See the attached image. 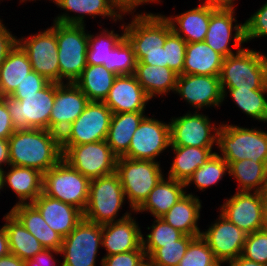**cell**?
Wrapping results in <instances>:
<instances>
[{"label": "cell", "instance_id": "ab89813d", "mask_svg": "<svg viewBox=\"0 0 267 266\" xmlns=\"http://www.w3.org/2000/svg\"><path fill=\"white\" fill-rule=\"evenodd\" d=\"M198 236L183 235L169 244H142L153 266H178L190 242Z\"/></svg>", "mask_w": 267, "mask_h": 266}, {"label": "cell", "instance_id": "f6af8a7d", "mask_svg": "<svg viewBox=\"0 0 267 266\" xmlns=\"http://www.w3.org/2000/svg\"><path fill=\"white\" fill-rule=\"evenodd\" d=\"M152 226H148L147 229L150 233L142 235V244H169L179 240L184 233L174 228L170 224L166 223L162 218H154Z\"/></svg>", "mask_w": 267, "mask_h": 266}, {"label": "cell", "instance_id": "83f0119b", "mask_svg": "<svg viewBox=\"0 0 267 266\" xmlns=\"http://www.w3.org/2000/svg\"><path fill=\"white\" fill-rule=\"evenodd\" d=\"M201 204L199 196L186 193L160 218L185 235L201 236L202 231L198 227Z\"/></svg>", "mask_w": 267, "mask_h": 266}, {"label": "cell", "instance_id": "91938a15", "mask_svg": "<svg viewBox=\"0 0 267 266\" xmlns=\"http://www.w3.org/2000/svg\"><path fill=\"white\" fill-rule=\"evenodd\" d=\"M0 266H25V261L13 254L0 258Z\"/></svg>", "mask_w": 267, "mask_h": 266}, {"label": "cell", "instance_id": "52a82bcc", "mask_svg": "<svg viewBox=\"0 0 267 266\" xmlns=\"http://www.w3.org/2000/svg\"><path fill=\"white\" fill-rule=\"evenodd\" d=\"M85 26L56 22L60 83H74L87 66L88 33Z\"/></svg>", "mask_w": 267, "mask_h": 266}, {"label": "cell", "instance_id": "1f68e13d", "mask_svg": "<svg viewBox=\"0 0 267 266\" xmlns=\"http://www.w3.org/2000/svg\"><path fill=\"white\" fill-rule=\"evenodd\" d=\"M134 76L146 94L152 99L167 93L175 92L178 74L167 66L147 65L137 63Z\"/></svg>", "mask_w": 267, "mask_h": 266}, {"label": "cell", "instance_id": "2e32d148", "mask_svg": "<svg viewBox=\"0 0 267 266\" xmlns=\"http://www.w3.org/2000/svg\"><path fill=\"white\" fill-rule=\"evenodd\" d=\"M171 145L170 123L145 116L131 139L128 152L123 156L134 160L157 161Z\"/></svg>", "mask_w": 267, "mask_h": 266}, {"label": "cell", "instance_id": "603a6c76", "mask_svg": "<svg viewBox=\"0 0 267 266\" xmlns=\"http://www.w3.org/2000/svg\"><path fill=\"white\" fill-rule=\"evenodd\" d=\"M132 214L120 221L102 225V248L105 256L137 250L142 245V232Z\"/></svg>", "mask_w": 267, "mask_h": 266}, {"label": "cell", "instance_id": "5bb4252c", "mask_svg": "<svg viewBox=\"0 0 267 266\" xmlns=\"http://www.w3.org/2000/svg\"><path fill=\"white\" fill-rule=\"evenodd\" d=\"M220 205V213L245 233L263 229L266 193L236 191Z\"/></svg>", "mask_w": 267, "mask_h": 266}, {"label": "cell", "instance_id": "ffe728a7", "mask_svg": "<svg viewBox=\"0 0 267 266\" xmlns=\"http://www.w3.org/2000/svg\"><path fill=\"white\" fill-rule=\"evenodd\" d=\"M89 103L75 83H56L55 99L49 119V131L61 135Z\"/></svg>", "mask_w": 267, "mask_h": 266}, {"label": "cell", "instance_id": "44dd1931", "mask_svg": "<svg viewBox=\"0 0 267 266\" xmlns=\"http://www.w3.org/2000/svg\"><path fill=\"white\" fill-rule=\"evenodd\" d=\"M62 10L63 14L58 15L53 21L68 25H85L84 16L89 15L92 18L103 16L113 19L112 21H121L127 11H124L115 0H55L53 2ZM73 12L69 15L67 12ZM78 14V15H77Z\"/></svg>", "mask_w": 267, "mask_h": 266}, {"label": "cell", "instance_id": "8992f818", "mask_svg": "<svg viewBox=\"0 0 267 266\" xmlns=\"http://www.w3.org/2000/svg\"><path fill=\"white\" fill-rule=\"evenodd\" d=\"M8 107L15 130L47 129L55 99V82L30 95L1 97Z\"/></svg>", "mask_w": 267, "mask_h": 266}, {"label": "cell", "instance_id": "9c48e42d", "mask_svg": "<svg viewBox=\"0 0 267 266\" xmlns=\"http://www.w3.org/2000/svg\"><path fill=\"white\" fill-rule=\"evenodd\" d=\"M63 160L90 180L112 174L118 157L106 140L81 145H61Z\"/></svg>", "mask_w": 267, "mask_h": 266}, {"label": "cell", "instance_id": "cb8c5ba5", "mask_svg": "<svg viewBox=\"0 0 267 266\" xmlns=\"http://www.w3.org/2000/svg\"><path fill=\"white\" fill-rule=\"evenodd\" d=\"M44 221L65 238L83 219V212L77 207L45 195L43 192L32 203Z\"/></svg>", "mask_w": 267, "mask_h": 266}, {"label": "cell", "instance_id": "d6a6232c", "mask_svg": "<svg viewBox=\"0 0 267 266\" xmlns=\"http://www.w3.org/2000/svg\"><path fill=\"white\" fill-rule=\"evenodd\" d=\"M144 113L126 112L112 115L106 141L118 158L128 152L133 134L146 116Z\"/></svg>", "mask_w": 267, "mask_h": 266}, {"label": "cell", "instance_id": "bcb514c9", "mask_svg": "<svg viewBox=\"0 0 267 266\" xmlns=\"http://www.w3.org/2000/svg\"><path fill=\"white\" fill-rule=\"evenodd\" d=\"M241 256L251 261L267 264V231L262 229L247 234Z\"/></svg>", "mask_w": 267, "mask_h": 266}, {"label": "cell", "instance_id": "484cf974", "mask_svg": "<svg viewBox=\"0 0 267 266\" xmlns=\"http://www.w3.org/2000/svg\"><path fill=\"white\" fill-rule=\"evenodd\" d=\"M7 167H10L8 172L3 169L5 187H9L19 199L15 205L33 203L43 192V173L11 164Z\"/></svg>", "mask_w": 267, "mask_h": 266}, {"label": "cell", "instance_id": "7402d4cb", "mask_svg": "<svg viewBox=\"0 0 267 266\" xmlns=\"http://www.w3.org/2000/svg\"><path fill=\"white\" fill-rule=\"evenodd\" d=\"M152 100L131 75H117L111 89L103 101L114 113L145 112L147 103Z\"/></svg>", "mask_w": 267, "mask_h": 266}, {"label": "cell", "instance_id": "816d5d0a", "mask_svg": "<svg viewBox=\"0 0 267 266\" xmlns=\"http://www.w3.org/2000/svg\"><path fill=\"white\" fill-rule=\"evenodd\" d=\"M3 19H0V67L5 61L8 53L17 44V36L13 35L10 29H7L3 24Z\"/></svg>", "mask_w": 267, "mask_h": 266}, {"label": "cell", "instance_id": "277c9868", "mask_svg": "<svg viewBox=\"0 0 267 266\" xmlns=\"http://www.w3.org/2000/svg\"><path fill=\"white\" fill-rule=\"evenodd\" d=\"M218 148L227 163L244 159L267 162V132L222 122L218 130Z\"/></svg>", "mask_w": 267, "mask_h": 266}, {"label": "cell", "instance_id": "b9f144b4", "mask_svg": "<svg viewBox=\"0 0 267 266\" xmlns=\"http://www.w3.org/2000/svg\"><path fill=\"white\" fill-rule=\"evenodd\" d=\"M136 65L137 60L133 47L124 38L110 51L109 64L104 67L116 75H131L134 74Z\"/></svg>", "mask_w": 267, "mask_h": 266}, {"label": "cell", "instance_id": "7bdbcfd3", "mask_svg": "<svg viewBox=\"0 0 267 266\" xmlns=\"http://www.w3.org/2000/svg\"><path fill=\"white\" fill-rule=\"evenodd\" d=\"M178 266H222L215 258L207 242L201 237H195L187 247L184 257Z\"/></svg>", "mask_w": 267, "mask_h": 266}, {"label": "cell", "instance_id": "94428289", "mask_svg": "<svg viewBox=\"0 0 267 266\" xmlns=\"http://www.w3.org/2000/svg\"><path fill=\"white\" fill-rule=\"evenodd\" d=\"M228 266H267V264L258 263L255 261L248 260L243 256H238L234 260H232Z\"/></svg>", "mask_w": 267, "mask_h": 266}, {"label": "cell", "instance_id": "6125c7cd", "mask_svg": "<svg viewBox=\"0 0 267 266\" xmlns=\"http://www.w3.org/2000/svg\"><path fill=\"white\" fill-rule=\"evenodd\" d=\"M263 230L267 231V191H266V203L264 208Z\"/></svg>", "mask_w": 267, "mask_h": 266}, {"label": "cell", "instance_id": "8d00e7d4", "mask_svg": "<svg viewBox=\"0 0 267 266\" xmlns=\"http://www.w3.org/2000/svg\"><path fill=\"white\" fill-rule=\"evenodd\" d=\"M117 75L104 65H87L81 76L74 82L89 101L103 102Z\"/></svg>", "mask_w": 267, "mask_h": 266}, {"label": "cell", "instance_id": "ac0fdd59", "mask_svg": "<svg viewBox=\"0 0 267 266\" xmlns=\"http://www.w3.org/2000/svg\"><path fill=\"white\" fill-rule=\"evenodd\" d=\"M174 93L193 106L195 111L220 107L224 101L219 76L180 74Z\"/></svg>", "mask_w": 267, "mask_h": 266}, {"label": "cell", "instance_id": "f5cc1de1", "mask_svg": "<svg viewBox=\"0 0 267 266\" xmlns=\"http://www.w3.org/2000/svg\"><path fill=\"white\" fill-rule=\"evenodd\" d=\"M54 254L61 255V251L44 248L42 251L37 253L31 259L25 260V266H57L56 262L60 264L61 262L54 259L55 258L53 257Z\"/></svg>", "mask_w": 267, "mask_h": 266}, {"label": "cell", "instance_id": "3957f363", "mask_svg": "<svg viewBox=\"0 0 267 266\" xmlns=\"http://www.w3.org/2000/svg\"><path fill=\"white\" fill-rule=\"evenodd\" d=\"M219 79L221 88L267 89V55L243 47L224 58Z\"/></svg>", "mask_w": 267, "mask_h": 266}, {"label": "cell", "instance_id": "7c38bea8", "mask_svg": "<svg viewBox=\"0 0 267 266\" xmlns=\"http://www.w3.org/2000/svg\"><path fill=\"white\" fill-rule=\"evenodd\" d=\"M17 44L27 54L32 70L50 82L60 83L56 22L38 34L17 38Z\"/></svg>", "mask_w": 267, "mask_h": 266}, {"label": "cell", "instance_id": "8fae6325", "mask_svg": "<svg viewBox=\"0 0 267 266\" xmlns=\"http://www.w3.org/2000/svg\"><path fill=\"white\" fill-rule=\"evenodd\" d=\"M102 241V225L82 219L63 238L61 266H96L98 249Z\"/></svg>", "mask_w": 267, "mask_h": 266}, {"label": "cell", "instance_id": "f546056e", "mask_svg": "<svg viewBox=\"0 0 267 266\" xmlns=\"http://www.w3.org/2000/svg\"><path fill=\"white\" fill-rule=\"evenodd\" d=\"M224 57L206 42L187 43L183 74L219 76Z\"/></svg>", "mask_w": 267, "mask_h": 266}, {"label": "cell", "instance_id": "9a60e30c", "mask_svg": "<svg viewBox=\"0 0 267 266\" xmlns=\"http://www.w3.org/2000/svg\"><path fill=\"white\" fill-rule=\"evenodd\" d=\"M171 145L191 147L217 146L220 125L211 123L208 116L198 111L170 119Z\"/></svg>", "mask_w": 267, "mask_h": 266}, {"label": "cell", "instance_id": "9f6ffc18", "mask_svg": "<svg viewBox=\"0 0 267 266\" xmlns=\"http://www.w3.org/2000/svg\"><path fill=\"white\" fill-rule=\"evenodd\" d=\"M5 165H10L8 139H0V170Z\"/></svg>", "mask_w": 267, "mask_h": 266}, {"label": "cell", "instance_id": "c3c4849f", "mask_svg": "<svg viewBox=\"0 0 267 266\" xmlns=\"http://www.w3.org/2000/svg\"><path fill=\"white\" fill-rule=\"evenodd\" d=\"M146 257L143 246L125 253L103 256L101 266H136Z\"/></svg>", "mask_w": 267, "mask_h": 266}, {"label": "cell", "instance_id": "e7e4bbea", "mask_svg": "<svg viewBox=\"0 0 267 266\" xmlns=\"http://www.w3.org/2000/svg\"><path fill=\"white\" fill-rule=\"evenodd\" d=\"M5 182H4V175L3 170H0V190L4 189Z\"/></svg>", "mask_w": 267, "mask_h": 266}, {"label": "cell", "instance_id": "7dc6e473", "mask_svg": "<svg viewBox=\"0 0 267 266\" xmlns=\"http://www.w3.org/2000/svg\"><path fill=\"white\" fill-rule=\"evenodd\" d=\"M243 24L246 43L255 38L267 37V2Z\"/></svg>", "mask_w": 267, "mask_h": 266}, {"label": "cell", "instance_id": "be15d7a7", "mask_svg": "<svg viewBox=\"0 0 267 266\" xmlns=\"http://www.w3.org/2000/svg\"><path fill=\"white\" fill-rule=\"evenodd\" d=\"M136 266H153L151 263V260L148 256H146L140 263H138Z\"/></svg>", "mask_w": 267, "mask_h": 266}, {"label": "cell", "instance_id": "d4e9b609", "mask_svg": "<svg viewBox=\"0 0 267 266\" xmlns=\"http://www.w3.org/2000/svg\"><path fill=\"white\" fill-rule=\"evenodd\" d=\"M215 7L199 4L179 15L165 16L172 31L182 37L186 43L204 41L210 23L211 13Z\"/></svg>", "mask_w": 267, "mask_h": 266}, {"label": "cell", "instance_id": "f35d334b", "mask_svg": "<svg viewBox=\"0 0 267 266\" xmlns=\"http://www.w3.org/2000/svg\"><path fill=\"white\" fill-rule=\"evenodd\" d=\"M120 27L121 34L106 28H102L103 31L96 36L88 33L87 65L108 66L110 51L125 38V22Z\"/></svg>", "mask_w": 267, "mask_h": 266}, {"label": "cell", "instance_id": "e575fe53", "mask_svg": "<svg viewBox=\"0 0 267 266\" xmlns=\"http://www.w3.org/2000/svg\"><path fill=\"white\" fill-rule=\"evenodd\" d=\"M31 70L27 54L16 44L0 67V97L11 95Z\"/></svg>", "mask_w": 267, "mask_h": 266}, {"label": "cell", "instance_id": "03108f58", "mask_svg": "<svg viewBox=\"0 0 267 266\" xmlns=\"http://www.w3.org/2000/svg\"><path fill=\"white\" fill-rule=\"evenodd\" d=\"M1 1V0H0ZM20 1V3H22V2H27V0H19Z\"/></svg>", "mask_w": 267, "mask_h": 266}, {"label": "cell", "instance_id": "30bf717a", "mask_svg": "<svg viewBox=\"0 0 267 266\" xmlns=\"http://www.w3.org/2000/svg\"><path fill=\"white\" fill-rule=\"evenodd\" d=\"M113 112L104 103L89 101L83 112L60 135L61 145H81L107 139Z\"/></svg>", "mask_w": 267, "mask_h": 266}, {"label": "cell", "instance_id": "681fc988", "mask_svg": "<svg viewBox=\"0 0 267 266\" xmlns=\"http://www.w3.org/2000/svg\"><path fill=\"white\" fill-rule=\"evenodd\" d=\"M49 83L50 81L47 78L31 70L11 95L36 94L37 91L44 89Z\"/></svg>", "mask_w": 267, "mask_h": 266}, {"label": "cell", "instance_id": "ba28073f", "mask_svg": "<svg viewBox=\"0 0 267 266\" xmlns=\"http://www.w3.org/2000/svg\"><path fill=\"white\" fill-rule=\"evenodd\" d=\"M90 181L62 159L43 174V193L84 212L88 202Z\"/></svg>", "mask_w": 267, "mask_h": 266}, {"label": "cell", "instance_id": "d6986e66", "mask_svg": "<svg viewBox=\"0 0 267 266\" xmlns=\"http://www.w3.org/2000/svg\"><path fill=\"white\" fill-rule=\"evenodd\" d=\"M218 216L205 232L202 230L201 237L207 242L220 264H229L242 254L247 233L221 214Z\"/></svg>", "mask_w": 267, "mask_h": 266}, {"label": "cell", "instance_id": "4dcf8cb0", "mask_svg": "<svg viewBox=\"0 0 267 266\" xmlns=\"http://www.w3.org/2000/svg\"><path fill=\"white\" fill-rule=\"evenodd\" d=\"M170 146L175 155L166 176L183 183H186L195 170L202 167L216 153L212 152L214 147Z\"/></svg>", "mask_w": 267, "mask_h": 266}, {"label": "cell", "instance_id": "f907efd6", "mask_svg": "<svg viewBox=\"0 0 267 266\" xmlns=\"http://www.w3.org/2000/svg\"><path fill=\"white\" fill-rule=\"evenodd\" d=\"M134 54L136 56L137 63L161 67L167 66L164 46H162L160 50L134 51Z\"/></svg>", "mask_w": 267, "mask_h": 266}, {"label": "cell", "instance_id": "11a10c76", "mask_svg": "<svg viewBox=\"0 0 267 266\" xmlns=\"http://www.w3.org/2000/svg\"><path fill=\"white\" fill-rule=\"evenodd\" d=\"M124 11H136L139 6L143 4L160 3L161 0H115Z\"/></svg>", "mask_w": 267, "mask_h": 266}, {"label": "cell", "instance_id": "6da1fadb", "mask_svg": "<svg viewBox=\"0 0 267 266\" xmlns=\"http://www.w3.org/2000/svg\"><path fill=\"white\" fill-rule=\"evenodd\" d=\"M8 145L11 165L43 174L63 159L60 135L47 129L15 130Z\"/></svg>", "mask_w": 267, "mask_h": 266}, {"label": "cell", "instance_id": "db71d44e", "mask_svg": "<svg viewBox=\"0 0 267 266\" xmlns=\"http://www.w3.org/2000/svg\"><path fill=\"white\" fill-rule=\"evenodd\" d=\"M15 132L6 102L0 97V139H8Z\"/></svg>", "mask_w": 267, "mask_h": 266}, {"label": "cell", "instance_id": "5b68a950", "mask_svg": "<svg viewBox=\"0 0 267 266\" xmlns=\"http://www.w3.org/2000/svg\"><path fill=\"white\" fill-rule=\"evenodd\" d=\"M115 172L118 174L130 211L135 212L149 193L164 177L160 163L119 157Z\"/></svg>", "mask_w": 267, "mask_h": 266}, {"label": "cell", "instance_id": "6f0895ef", "mask_svg": "<svg viewBox=\"0 0 267 266\" xmlns=\"http://www.w3.org/2000/svg\"><path fill=\"white\" fill-rule=\"evenodd\" d=\"M10 254L8 236L4 225L0 228V258Z\"/></svg>", "mask_w": 267, "mask_h": 266}, {"label": "cell", "instance_id": "680465c9", "mask_svg": "<svg viewBox=\"0 0 267 266\" xmlns=\"http://www.w3.org/2000/svg\"><path fill=\"white\" fill-rule=\"evenodd\" d=\"M235 0H203V4L215 8L234 9Z\"/></svg>", "mask_w": 267, "mask_h": 266}, {"label": "cell", "instance_id": "7a4b0ae2", "mask_svg": "<svg viewBox=\"0 0 267 266\" xmlns=\"http://www.w3.org/2000/svg\"><path fill=\"white\" fill-rule=\"evenodd\" d=\"M125 201L124 190L116 172L92 179L83 218L99 225L123 220L132 214L126 211L118 218Z\"/></svg>", "mask_w": 267, "mask_h": 266}, {"label": "cell", "instance_id": "60d3db41", "mask_svg": "<svg viewBox=\"0 0 267 266\" xmlns=\"http://www.w3.org/2000/svg\"><path fill=\"white\" fill-rule=\"evenodd\" d=\"M227 172H229L228 163L216 152L202 167L195 170L185 186L194 184L202 192L208 187L218 184Z\"/></svg>", "mask_w": 267, "mask_h": 266}, {"label": "cell", "instance_id": "ee69618b", "mask_svg": "<svg viewBox=\"0 0 267 266\" xmlns=\"http://www.w3.org/2000/svg\"><path fill=\"white\" fill-rule=\"evenodd\" d=\"M186 46V41L173 31L167 36L164 44L167 67L178 75L183 74Z\"/></svg>", "mask_w": 267, "mask_h": 266}, {"label": "cell", "instance_id": "4fadbf2b", "mask_svg": "<svg viewBox=\"0 0 267 266\" xmlns=\"http://www.w3.org/2000/svg\"><path fill=\"white\" fill-rule=\"evenodd\" d=\"M132 14L131 23L125 25V38L133 51H154L164 46L167 36L172 32L170 23L163 14L151 12Z\"/></svg>", "mask_w": 267, "mask_h": 266}, {"label": "cell", "instance_id": "4316f807", "mask_svg": "<svg viewBox=\"0 0 267 266\" xmlns=\"http://www.w3.org/2000/svg\"><path fill=\"white\" fill-rule=\"evenodd\" d=\"M10 212L36 237L45 249H61L63 237L52 230L32 203L14 205Z\"/></svg>", "mask_w": 267, "mask_h": 266}, {"label": "cell", "instance_id": "f1b7e54d", "mask_svg": "<svg viewBox=\"0 0 267 266\" xmlns=\"http://www.w3.org/2000/svg\"><path fill=\"white\" fill-rule=\"evenodd\" d=\"M186 193L185 183L164 176L134 215L148 211L154 218H160Z\"/></svg>", "mask_w": 267, "mask_h": 266}, {"label": "cell", "instance_id": "74e56055", "mask_svg": "<svg viewBox=\"0 0 267 266\" xmlns=\"http://www.w3.org/2000/svg\"><path fill=\"white\" fill-rule=\"evenodd\" d=\"M227 90L243 113L259 122H267V89L222 88L223 100L228 96Z\"/></svg>", "mask_w": 267, "mask_h": 266}, {"label": "cell", "instance_id": "836d02e7", "mask_svg": "<svg viewBox=\"0 0 267 266\" xmlns=\"http://www.w3.org/2000/svg\"><path fill=\"white\" fill-rule=\"evenodd\" d=\"M227 173L238 182V191H267V162L244 159L228 163Z\"/></svg>", "mask_w": 267, "mask_h": 266}, {"label": "cell", "instance_id": "d590c367", "mask_svg": "<svg viewBox=\"0 0 267 266\" xmlns=\"http://www.w3.org/2000/svg\"><path fill=\"white\" fill-rule=\"evenodd\" d=\"M3 220H5L4 227L8 236L10 254L25 261L44 249L36 237L10 211Z\"/></svg>", "mask_w": 267, "mask_h": 266}, {"label": "cell", "instance_id": "e0dca14e", "mask_svg": "<svg viewBox=\"0 0 267 266\" xmlns=\"http://www.w3.org/2000/svg\"><path fill=\"white\" fill-rule=\"evenodd\" d=\"M235 9L216 8L211 13L208 31L204 39V42L224 58L240 51L243 48L242 44L246 43L244 24L236 23L238 21L234 16ZM234 22L235 24H233ZM230 41H234L232 45L235 49L237 48L236 52L229 47Z\"/></svg>", "mask_w": 267, "mask_h": 266}]
</instances>
